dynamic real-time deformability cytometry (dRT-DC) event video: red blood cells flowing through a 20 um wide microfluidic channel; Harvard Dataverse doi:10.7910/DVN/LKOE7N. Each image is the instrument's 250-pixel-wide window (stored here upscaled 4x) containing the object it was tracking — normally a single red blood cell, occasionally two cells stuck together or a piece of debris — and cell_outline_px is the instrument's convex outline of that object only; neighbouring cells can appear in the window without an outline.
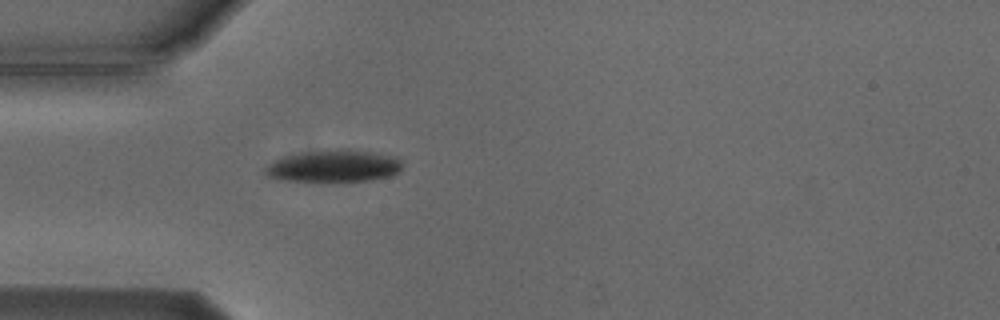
{"species": "Egyptian fruit bat (a non-hibernating species)", "species_latin": "Rousettus aegyptiacus", "temperature_condition": "cold", "stored_images_in_passage": 1, "camera_frame_rate_fps": 3000, "um_per_image_px": 0.085, "animal": {"sex": "male"}, "frame": {"image": 1, "passage_image": 1, "time_ms": 0.0, "image_size_px": [1000, 320], "cell_outline_px": [[400, 168], [392, 176], [368, 180], [320, 184], [280, 180], [268, 176], [264, 172], [264, 168], [272, 160], [284, 156], [300, 152], [336, 148], [348, 148], [376, 152], [396, 156], [400, 160]], "centroid_in_image_um": [28.3, 14.13], "position_along_channel_um": 56.7, "area_um2": 26.99}}